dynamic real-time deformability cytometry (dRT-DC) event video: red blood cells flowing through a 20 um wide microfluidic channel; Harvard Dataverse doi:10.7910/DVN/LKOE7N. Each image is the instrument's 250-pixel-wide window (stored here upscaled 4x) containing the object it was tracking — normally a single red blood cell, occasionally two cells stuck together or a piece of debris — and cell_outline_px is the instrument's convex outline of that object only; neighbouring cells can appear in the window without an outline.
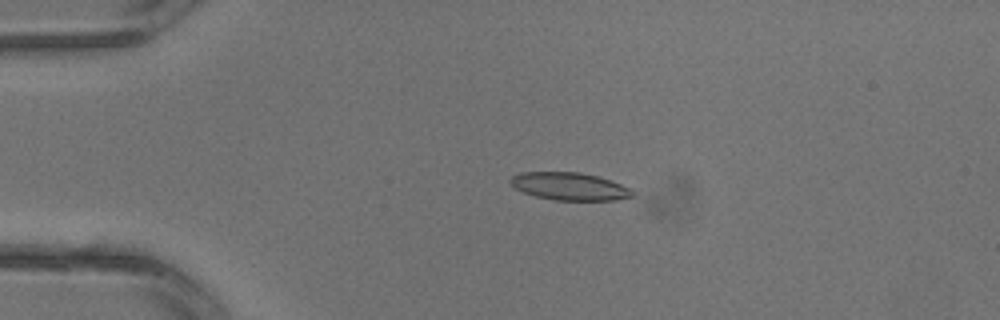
{"species": "common noctule bat (a hibernating species)", "species_latin": "Nyctalus noctula", "temperature_condition": "warm", "stored_images_in_passage": 2, "camera_frame_rate_fps": 3000, "um_per_image_px": 0.085, "animal": {"sex": "male", "body_mass_g": 13.3}, "frame": {"image": 1, "passage_image": 2, "time_ms": 0.333, "image_size_px": [1000, 320], "cell_outline_px": [[632, 196], [616, 200], [552, 200], [536, 196], [524, 192], [516, 188], [508, 180], [512, 176], [520, 172], [580, 172], [596, 176], [632, 188]], "centroid_in_image_um": [48.39, 15.84], "position_along_channel_um": 36.6, "area_um2": 19.48}}